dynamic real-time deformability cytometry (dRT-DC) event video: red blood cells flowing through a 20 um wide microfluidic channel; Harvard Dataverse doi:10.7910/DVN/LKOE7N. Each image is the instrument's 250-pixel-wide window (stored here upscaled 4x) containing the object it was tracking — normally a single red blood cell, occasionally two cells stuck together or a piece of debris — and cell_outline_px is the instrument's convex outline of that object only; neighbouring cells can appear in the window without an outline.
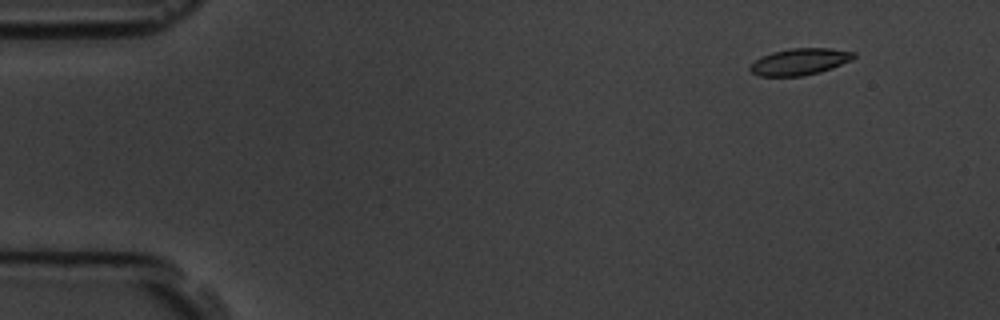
{"species": "common noctule bat (a hibernating species)", "species_latin": "Nyctalus noctula", "temperature_condition": "room temperature", "stored_images_in_passage": 4, "camera_frame_rate_fps": 3000, "um_per_image_px": 0.085, "animal": {"sex": "male", "body_mass_g": 19.5, "forearm_length_mm": 54.6}, "frame": {"image": 1, "passage_image": 1, "time_ms": 0.0, "image_size_px": [1000, 320], "cell_outline_px": [[856, 56], [852, 60], [832, 68], [820, 72], [804, 76], [760, 76], [752, 72], [748, 68], [756, 60], [772, 52], [788, 48], [828, 48], [856, 52]], "centroid_in_image_um": [68.02, 5.24], "position_along_channel_um": 17.0, "area_um2": 16.07}}
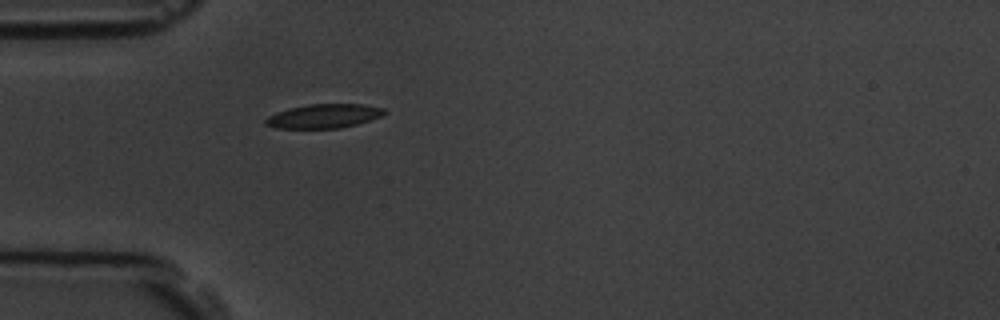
{"frame": {"image": 2, "passage_image": 4, "time_ms": 3.667, "image_size_px": [1000, 320], "cell_outline_px": [[388, 112], [380, 116], [356, 124], [340, 128], [276, 128], [264, 124], [264, 120], [268, 116], [276, 112], [288, 108], [308, 104], [364, 104], [384, 108]], "centroid_in_image_um": [27.5, 9.86], "position_along_channel_um": 57.5, "area_um2": 16.65}}